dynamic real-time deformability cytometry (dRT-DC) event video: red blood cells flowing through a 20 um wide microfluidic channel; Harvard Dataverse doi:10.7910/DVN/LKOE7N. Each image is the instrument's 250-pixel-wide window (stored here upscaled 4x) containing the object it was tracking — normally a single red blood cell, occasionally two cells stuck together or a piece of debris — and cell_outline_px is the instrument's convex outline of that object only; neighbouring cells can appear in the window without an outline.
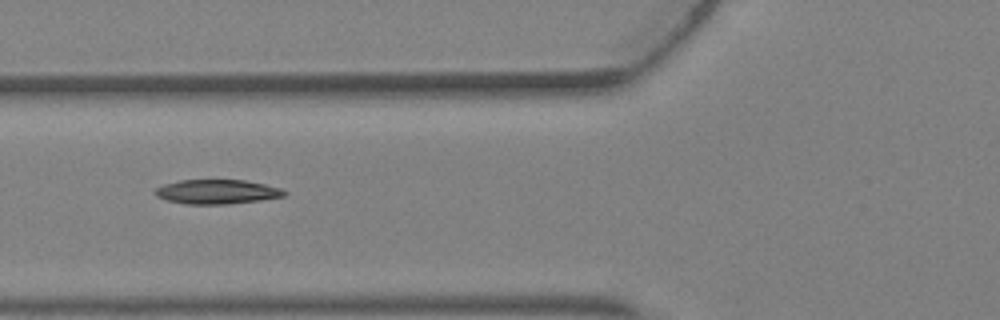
{"species": "Egyptian fruit bat (a non-hibernating species)", "species_latin": "Rousettus aegyptiacus", "temperature_condition": "warm", "stored_images_in_passage": 4, "camera_frame_rate_fps": 3000, "um_per_image_px": 0.085, "animal": {"sex": "female"}, "frame": {"image": 1, "passage_image": 4, "time_ms": 1.0, "image_size_px": [1000, 320], "cell_outline_px": [[288, 192], [284, 196], [260, 200], [228, 204], [184, 204], [168, 200], [156, 196], [152, 192], [156, 188], [164, 184], [180, 180], [244, 180], [264, 184], [280, 188]], "centroid_in_image_um": [18.42, 16.3], "position_along_channel_um": 107.4, "area_um2": 18.32}}